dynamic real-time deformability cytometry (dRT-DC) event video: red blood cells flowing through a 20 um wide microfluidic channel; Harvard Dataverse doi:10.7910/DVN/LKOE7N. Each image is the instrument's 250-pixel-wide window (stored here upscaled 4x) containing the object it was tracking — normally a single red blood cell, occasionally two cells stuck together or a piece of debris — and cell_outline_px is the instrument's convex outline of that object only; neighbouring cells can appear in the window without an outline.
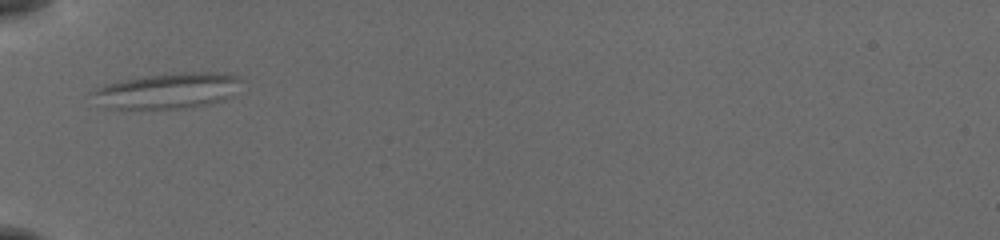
{"species": "common noctule bat (a hibernating species)", "species_latin": "Nyctalus noctula", "temperature_condition": "cold", "stored_images_in_passage": 37, "camera_frame_rate_fps": 3000, "um_per_image_px": 0.085, "animal": {"sex": "female", "body_mass_g": 19.5, "forearm_length_mm": 54.1}, "frame": {"image": 1, "passage_image": 1, "time_ms": 0.0, "image_size_px": [1000, 240], "cell_outline_px": [[240, 80], [224, 100], [208, 104], [176, 108], [104, 108], [96, 104], [88, 92], [104, 84], [140, 76], [184, 72], [220, 72], [240, 76]], "centroid_in_image_um": [14.1, 7.7], "position_along_channel_um": 70.9, "area_um2": 30.75}}
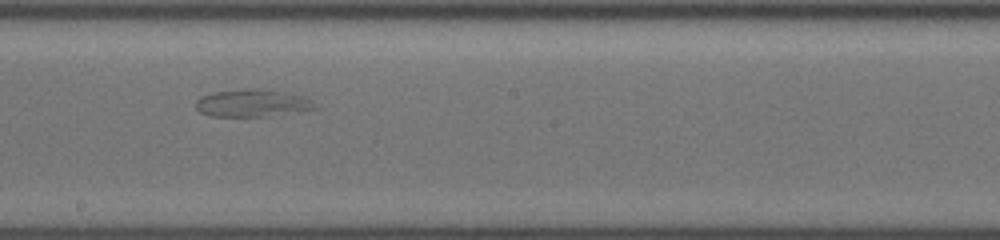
{"frame": {"image": 2, "passage_image": 14, "time_ms": 4.333, "image_size_px": [1000, 240], "cell_outline_px": [[320, 108], [264, 116], [212, 116], [200, 112], [196, 108], [196, 100], [200, 96], [216, 92], [244, 88], [256, 88], [288, 92], [304, 96], [312, 100]], "centroid_in_image_um": [21.47, 8.74], "position_along_channel_um": 226.7, "area_um2": 19.07}}
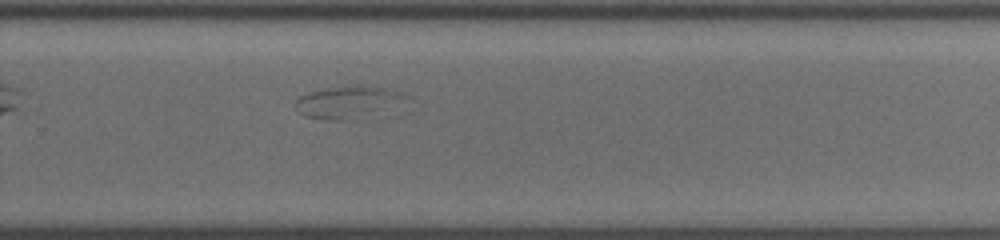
{"frame": {"image": 3, "passage_image": 20, "time_ms": 6.333, "image_size_px": [1000, 240], "cell_outline_px": [[408, 96], [360, 120], [332, 120], [304, 116], [300, 112], [296, 104], [296, 100], [300, 96], [312, 92], [328, 88], [384, 88], [404, 92]], "centroid_in_image_um": [29.49, 8.73], "position_along_channel_um": 300.3, "area_um2": 19.31}}